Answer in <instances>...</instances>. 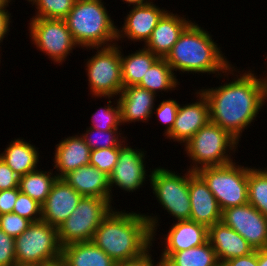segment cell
Wrapping results in <instances>:
<instances>
[{"label": "cell", "mask_w": 267, "mask_h": 266, "mask_svg": "<svg viewBox=\"0 0 267 266\" xmlns=\"http://www.w3.org/2000/svg\"><path fill=\"white\" fill-rule=\"evenodd\" d=\"M221 266H258V249L248 255L231 258Z\"/></svg>", "instance_id": "cell-42"}, {"label": "cell", "mask_w": 267, "mask_h": 266, "mask_svg": "<svg viewBox=\"0 0 267 266\" xmlns=\"http://www.w3.org/2000/svg\"><path fill=\"white\" fill-rule=\"evenodd\" d=\"M11 14L12 13H10V11L8 12V9L0 8V43L1 44L3 43L4 38L7 37L10 32V25L12 24L11 18L13 17L11 16Z\"/></svg>", "instance_id": "cell-43"}, {"label": "cell", "mask_w": 267, "mask_h": 266, "mask_svg": "<svg viewBox=\"0 0 267 266\" xmlns=\"http://www.w3.org/2000/svg\"><path fill=\"white\" fill-rule=\"evenodd\" d=\"M39 148L24 138H14L0 153V157L19 176L38 169L40 159Z\"/></svg>", "instance_id": "cell-24"}, {"label": "cell", "mask_w": 267, "mask_h": 266, "mask_svg": "<svg viewBox=\"0 0 267 266\" xmlns=\"http://www.w3.org/2000/svg\"><path fill=\"white\" fill-rule=\"evenodd\" d=\"M123 49L120 46V58H121V76L123 87L131 85H138L143 76L147 73V70L159 59L158 56L144 46L139 50L128 53L125 55L122 53Z\"/></svg>", "instance_id": "cell-26"}, {"label": "cell", "mask_w": 267, "mask_h": 266, "mask_svg": "<svg viewBox=\"0 0 267 266\" xmlns=\"http://www.w3.org/2000/svg\"><path fill=\"white\" fill-rule=\"evenodd\" d=\"M19 193V188L0 191V215L13 212L14 204Z\"/></svg>", "instance_id": "cell-41"}, {"label": "cell", "mask_w": 267, "mask_h": 266, "mask_svg": "<svg viewBox=\"0 0 267 266\" xmlns=\"http://www.w3.org/2000/svg\"><path fill=\"white\" fill-rule=\"evenodd\" d=\"M248 203L267 217V167L248 166Z\"/></svg>", "instance_id": "cell-30"}, {"label": "cell", "mask_w": 267, "mask_h": 266, "mask_svg": "<svg viewBox=\"0 0 267 266\" xmlns=\"http://www.w3.org/2000/svg\"><path fill=\"white\" fill-rule=\"evenodd\" d=\"M229 75H233L232 81ZM225 77L224 84L199 90L207 98L210 121L241 141L244 130L252 126L265 106L267 91L262 76L252 69L240 71L232 65L221 75V78Z\"/></svg>", "instance_id": "cell-1"}, {"label": "cell", "mask_w": 267, "mask_h": 266, "mask_svg": "<svg viewBox=\"0 0 267 266\" xmlns=\"http://www.w3.org/2000/svg\"><path fill=\"white\" fill-rule=\"evenodd\" d=\"M62 179L82 196L106 198L111 202L109 176L95 166L83 165Z\"/></svg>", "instance_id": "cell-23"}, {"label": "cell", "mask_w": 267, "mask_h": 266, "mask_svg": "<svg viewBox=\"0 0 267 266\" xmlns=\"http://www.w3.org/2000/svg\"><path fill=\"white\" fill-rule=\"evenodd\" d=\"M29 21L30 41L53 63L62 65L70 53L79 48L64 19L30 18Z\"/></svg>", "instance_id": "cell-11"}, {"label": "cell", "mask_w": 267, "mask_h": 266, "mask_svg": "<svg viewBox=\"0 0 267 266\" xmlns=\"http://www.w3.org/2000/svg\"><path fill=\"white\" fill-rule=\"evenodd\" d=\"M179 102L175 99H163L162 102L157 104L153 110L152 114H156L157 120H159L161 125H165V130L163 136L165 137L171 130L174 125L176 115L179 109Z\"/></svg>", "instance_id": "cell-35"}, {"label": "cell", "mask_w": 267, "mask_h": 266, "mask_svg": "<svg viewBox=\"0 0 267 266\" xmlns=\"http://www.w3.org/2000/svg\"><path fill=\"white\" fill-rule=\"evenodd\" d=\"M126 142L127 141L119 147L117 164L109 175L111 203H113L112 201L114 198L112 192L115 189H113V187H118L126 193H136V191H138L137 189L140 190V188L146 184L145 181L149 180L148 178H150V175L147 173L152 172L151 168L150 171L146 169L145 156L147 151H144L143 148L135 149Z\"/></svg>", "instance_id": "cell-12"}, {"label": "cell", "mask_w": 267, "mask_h": 266, "mask_svg": "<svg viewBox=\"0 0 267 266\" xmlns=\"http://www.w3.org/2000/svg\"><path fill=\"white\" fill-rule=\"evenodd\" d=\"M195 22L193 20L183 31L165 59L173 72L179 71L181 75L184 72L215 74L220 80L219 77L233 64L214 41L213 35Z\"/></svg>", "instance_id": "cell-3"}, {"label": "cell", "mask_w": 267, "mask_h": 266, "mask_svg": "<svg viewBox=\"0 0 267 266\" xmlns=\"http://www.w3.org/2000/svg\"><path fill=\"white\" fill-rule=\"evenodd\" d=\"M90 147L85 143L81 134L62 138L56 144L53 153V169L58 178H63L68 173L90 164ZM55 164V165H54Z\"/></svg>", "instance_id": "cell-21"}, {"label": "cell", "mask_w": 267, "mask_h": 266, "mask_svg": "<svg viewBox=\"0 0 267 266\" xmlns=\"http://www.w3.org/2000/svg\"><path fill=\"white\" fill-rule=\"evenodd\" d=\"M157 96L138 85L123 87L117 96L122 125L137 121L147 123L153 116Z\"/></svg>", "instance_id": "cell-20"}, {"label": "cell", "mask_w": 267, "mask_h": 266, "mask_svg": "<svg viewBox=\"0 0 267 266\" xmlns=\"http://www.w3.org/2000/svg\"><path fill=\"white\" fill-rule=\"evenodd\" d=\"M109 47L85 48L96 49L94 55L86 59L85 71L87 73L90 96L115 97L123 88L121 76L120 45Z\"/></svg>", "instance_id": "cell-8"}, {"label": "cell", "mask_w": 267, "mask_h": 266, "mask_svg": "<svg viewBox=\"0 0 267 266\" xmlns=\"http://www.w3.org/2000/svg\"><path fill=\"white\" fill-rule=\"evenodd\" d=\"M258 266H267V247L258 249Z\"/></svg>", "instance_id": "cell-44"}, {"label": "cell", "mask_w": 267, "mask_h": 266, "mask_svg": "<svg viewBox=\"0 0 267 266\" xmlns=\"http://www.w3.org/2000/svg\"><path fill=\"white\" fill-rule=\"evenodd\" d=\"M10 2H14L13 0H9ZM34 0H27V2H29L30 4L33 2Z\"/></svg>", "instance_id": "cell-50"}, {"label": "cell", "mask_w": 267, "mask_h": 266, "mask_svg": "<svg viewBox=\"0 0 267 266\" xmlns=\"http://www.w3.org/2000/svg\"><path fill=\"white\" fill-rule=\"evenodd\" d=\"M129 13L124 17V24L117 27V43L124 42L125 38L130 42H144L150 38L152 31L162 16L168 11L161 9L152 0L146 4L131 6ZM123 39V40H122Z\"/></svg>", "instance_id": "cell-15"}, {"label": "cell", "mask_w": 267, "mask_h": 266, "mask_svg": "<svg viewBox=\"0 0 267 266\" xmlns=\"http://www.w3.org/2000/svg\"><path fill=\"white\" fill-rule=\"evenodd\" d=\"M15 263V238L0 229V266H13Z\"/></svg>", "instance_id": "cell-38"}, {"label": "cell", "mask_w": 267, "mask_h": 266, "mask_svg": "<svg viewBox=\"0 0 267 266\" xmlns=\"http://www.w3.org/2000/svg\"><path fill=\"white\" fill-rule=\"evenodd\" d=\"M40 266H67V264L62 258H59L57 260L44 263V264H42Z\"/></svg>", "instance_id": "cell-46"}, {"label": "cell", "mask_w": 267, "mask_h": 266, "mask_svg": "<svg viewBox=\"0 0 267 266\" xmlns=\"http://www.w3.org/2000/svg\"><path fill=\"white\" fill-rule=\"evenodd\" d=\"M122 2H124V4H128L129 6H138V5H143L146 4L148 2H150L151 0H121Z\"/></svg>", "instance_id": "cell-45"}, {"label": "cell", "mask_w": 267, "mask_h": 266, "mask_svg": "<svg viewBox=\"0 0 267 266\" xmlns=\"http://www.w3.org/2000/svg\"><path fill=\"white\" fill-rule=\"evenodd\" d=\"M152 247L154 246L152 245L145 253L137 258L116 262L115 266H163L161 259H158L159 261L156 262L152 257Z\"/></svg>", "instance_id": "cell-40"}, {"label": "cell", "mask_w": 267, "mask_h": 266, "mask_svg": "<svg viewBox=\"0 0 267 266\" xmlns=\"http://www.w3.org/2000/svg\"><path fill=\"white\" fill-rule=\"evenodd\" d=\"M188 189L191 204L190 220L207 227L220 222L222 210L207 183L197 172L188 170Z\"/></svg>", "instance_id": "cell-16"}, {"label": "cell", "mask_w": 267, "mask_h": 266, "mask_svg": "<svg viewBox=\"0 0 267 266\" xmlns=\"http://www.w3.org/2000/svg\"><path fill=\"white\" fill-rule=\"evenodd\" d=\"M113 208L106 198L83 196L76 209L57 228L60 246L92 241L94 232Z\"/></svg>", "instance_id": "cell-7"}, {"label": "cell", "mask_w": 267, "mask_h": 266, "mask_svg": "<svg viewBox=\"0 0 267 266\" xmlns=\"http://www.w3.org/2000/svg\"><path fill=\"white\" fill-rule=\"evenodd\" d=\"M53 170L43 171L38 168L35 171L21 176L19 181L20 192L28 195L42 205L46 201L53 184L58 179L57 175L53 173Z\"/></svg>", "instance_id": "cell-28"}, {"label": "cell", "mask_w": 267, "mask_h": 266, "mask_svg": "<svg viewBox=\"0 0 267 266\" xmlns=\"http://www.w3.org/2000/svg\"><path fill=\"white\" fill-rule=\"evenodd\" d=\"M163 266H221L215 250L206 243L173 253Z\"/></svg>", "instance_id": "cell-29"}, {"label": "cell", "mask_w": 267, "mask_h": 266, "mask_svg": "<svg viewBox=\"0 0 267 266\" xmlns=\"http://www.w3.org/2000/svg\"><path fill=\"white\" fill-rule=\"evenodd\" d=\"M196 101L190 104H179V109L172 130L165 139L185 145L195 133L210 121L209 104L207 98L195 89Z\"/></svg>", "instance_id": "cell-14"}, {"label": "cell", "mask_w": 267, "mask_h": 266, "mask_svg": "<svg viewBox=\"0 0 267 266\" xmlns=\"http://www.w3.org/2000/svg\"><path fill=\"white\" fill-rule=\"evenodd\" d=\"M183 173L162 166L152 168L150 188L157 202L175 221L190 220L191 204L188 189V169ZM177 173V174H176ZM183 174V175H181Z\"/></svg>", "instance_id": "cell-9"}, {"label": "cell", "mask_w": 267, "mask_h": 266, "mask_svg": "<svg viewBox=\"0 0 267 266\" xmlns=\"http://www.w3.org/2000/svg\"><path fill=\"white\" fill-rule=\"evenodd\" d=\"M221 221L238 232L254 250L267 247V217L251 204L224 209Z\"/></svg>", "instance_id": "cell-13"}, {"label": "cell", "mask_w": 267, "mask_h": 266, "mask_svg": "<svg viewBox=\"0 0 267 266\" xmlns=\"http://www.w3.org/2000/svg\"><path fill=\"white\" fill-rule=\"evenodd\" d=\"M84 132L85 133H82L81 136L84 138L85 143L90 147L91 150L120 147L125 141H128L127 135L123 136L124 132L122 133V129L119 131H103L87 127L86 131Z\"/></svg>", "instance_id": "cell-32"}, {"label": "cell", "mask_w": 267, "mask_h": 266, "mask_svg": "<svg viewBox=\"0 0 267 266\" xmlns=\"http://www.w3.org/2000/svg\"><path fill=\"white\" fill-rule=\"evenodd\" d=\"M76 0H34L35 13L31 18L64 19L73 8Z\"/></svg>", "instance_id": "cell-33"}, {"label": "cell", "mask_w": 267, "mask_h": 266, "mask_svg": "<svg viewBox=\"0 0 267 266\" xmlns=\"http://www.w3.org/2000/svg\"><path fill=\"white\" fill-rule=\"evenodd\" d=\"M82 197L65 180L58 178L41 205V220L58 228L76 209Z\"/></svg>", "instance_id": "cell-18"}, {"label": "cell", "mask_w": 267, "mask_h": 266, "mask_svg": "<svg viewBox=\"0 0 267 266\" xmlns=\"http://www.w3.org/2000/svg\"><path fill=\"white\" fill-rule=\"evenodd\" d=\"M9 0H0V8L7 9L9 7Z\"/></svg>", "instance_id": "cell-47"}, {"label": "cell", "mask_w": 267, "mask_h": 266, "mask_svg": "<svg viewBox=\"0 0 267 266\" xmlns=\"http://www.w3.org/2000/svg\"><path fill=\"white\" fill-rule=\"evenodd\" d=\"M94 98H105L108 99V103L105 107H99L95 113L91 115V128L98 130H120L121 122V110L118 99L115 97H94ZM114 99L113 101H111ZM114 102V103H113ZM116 102V103H115ZM113 103V104H112Z\"/></svg>", "instance_id": "cell-31"}, {"label": "cell", "mask_w": 267, "mask_h": 266, "mask_svg": "<svg viewBox=\"0 0 267 266\" xmlns=\"http://www.w3.org/2000/svg\"><path fill=\"white\" fill-rule=\"evenodd\" d=\"M20 177L0 157V191L19 188Z\"/></svg>", "instance_id": "cell-39"}, {"label": "cell", "mask_w": 267, "mask_h": 266, "mask_svg": "<svg viewBox=\"0 0 267 266\" xmlns=\"http://www.w3.org/2000/svg\"><path fill=\"white\" fill-rule=\"evenodd\" d=\"M13 266H39L36 264H21V263H15Z\"/></svg>", "instance_id": "cell-49"}, {"label": "cell", "mask_w": 267, "mask_h": 266, "mask_svg": "<svg viewBox=\"0 0 267 266\" xmlns=\"http://www.w3.org/2000/svg\"><path fill=\"white\" fill-rule=\"evenodd\" d=\"M30 224L29 220L13 212L0 215V229L13 238L21 235Z\"/></svg>", "instance_id": "cell-37"}, {"label": "cell", "mask_w": 267, "mask_h": 266, "mask_svg": "<svg viewBox=\"0 0 267 266\" xmlns=\"http://www.w3.org/2000/svg\"><path fill=\"white\" fill-rule=\"evenodd\" d=\"M61 258L67 266H115L116 262L92 241L62 247Z\"/></svg>", "instance_id": "cell-25"}, {"label": "cell", "mask_w": 267, "mask_h": 266, "mask_svg": "<svg viewBox=\"0 0 267 266\" xmlns=\"http://www.w3.org/2000/svg\"><path fill=\"white\" fill-rule=\"evenodd\" d=\"M180 81H178L175 72L167 63L165 58H159L143 76L138 86L145 88L149 92L158 95L162 91H174L178 89ZM177 88V89H176ZM158 93V94H157Z\"/></svg>", "instance_id": "cell-27"}, {"label": "cell", "mask_w": 267, "mask_h": 266, "mask_svg": "<svg viewBox=\"0 0 267 266\" xmlns=\"http://www.w3.org/2000/svg\"><path fill=\"white\" fill-rule=\"evenodd\" d=\"M57 228L44 221L31 223L15 238L16 263L42 265L61 258Z\"/></svg>", "instance_id": "cell-10"}, {"label": "cell", "mask_w": 267, "mask_h": 266, "mask_svg": "<svg viewBox=\"0 0 267 266\" xmlns=\"http://www.w3.org/2000/svg\"><path fill=\"white\" fill-rule=\"evenodd\" d=\"M192 22L188 16L186 18V15L181 16L168 10L143 46L159 58H166L180 35Z\"/></svg>", "instance_id": "cell-19"}, {"label": "cell", "mask_w": 267, "mask_h": 266, "mask_svg": "<svg viewBox=\"0 0 267 266\" xmlns=\"http://www.w3.org/2000/svg\"><path fill=\"white\" fill-rule=\"evenodd\" d=\"M238 144L239 141L229 132L209 121L184 145V151L192 162L187 169L197 172L204 167L232 163L235 158L232 154L238 151Z\"/></svg>", "instance_id": "cell-5"}, {"label": "cell", "mask_w": 267, "mask_h": 266, "mask_svg": "<svg viewBox=\"0 0 267 266\" xmlns=\"http://www.w3.org/2000/svg\"><path fill=\"white\" fill-rule=\"evenodd\" d=\"M266 58V60H267V57H265ZM267 63V62H266ZM267 65V64H266ZM266 69H267V67H266ZM266 74H267V72H266ZM262 75V78H263V81H264V85H265V88H266V91H267V75ZM263 76H265V77H263Z\"/></svg>", "instance_id": "cell-48"}, {"label": "cell", "mask_w": 267, "mask_h": 266, "mask_svg": "<svg viewBox=\"0 0 267 266\" xmlns=\"http://www.w3.org/2000/svg\"><path fill=\"white\" fill-rule=\"evenodd\" d=\"M172 224L168 234L162 235L161 240L165 241H160L164 244L159 256L163 263L175 252L197 247L208 241V227L203 224L191 220H173Z\"/></svg>", "instance_id": "cell-17"}, {"label": "cell", "mask_w": 267, "mask_h": 266, "mask_svg": "<svg viewBox=\"0 0 267 266\" xmlns=\"http://www.w3.org/2000/svg\"><path fill=\"white\" fill-rule=\"evenodd\" d=\"M151 214L120 211L114 206L94 232L92 242L115 262L137 258L156 240L160 218Z\"/></svg>", "instance_id": "cell-2"}, {"label": "cell", "mask_w": 267, "mask_h": 266, "mask_svg": "<svg viewBox=\"0 0 267 266\" xmlns=\"http://www.w3.org/2000/svg\"><path fill=\"white\" fill-rule=\"evenodd\" d=\"M102 0H76L64 18L76 44L85 48L117 44V27Z\"/></svg>", "instance_id": "cell-4"}, {"label": "cell", "mask_w": 267, "mask_h": 266, "mask_svg": "<svg viewBox=\"0 0 267 266\" xmlns=\"http://www.w3.org/2000/svg\"><path fill=\"white\" fill-rule=\"evenodd\" d=\"M229 163L223 166L204 167L197 173L207 183L221 210L248 203V166Z\"/></svg>", "instance_id": "cell-6"}, {"label": "cell", "mask_w": 267, "mask_h": 266, "mask_svg": "<svg viewBox=\"0 0 267 266\" xmlns=\"http://www.w3.org/2000/svg\"><path fill=\"white\" fill-rule=\"evenodd\" d=\"M13 213L29 220L31 223L38 222L41 221V204L20 192L15 201Z\"/></svg>", "instance_id": "cell-36"}, {"label": "cell", "mask_w": 267, "mask_h": 266, "mask_svg": "<svg viewBox=\"0 0 267 266\" xmlns=\"http://www.w3.org/2000/svg\"><path fill=\"white\" fill-rule=\"evenodd\" d=\"M208 241L221 265L231 258L245 256L254 251V248L238 232L222 221L208 227Z\"/></svg>", "instance_id": "cell-22"}, {"label": "cell", "mask_w": 267, "mask_h": 266, "mask_svg": "<svg viewBox=\"0 0 267 266\" xmlns=\"http://www.w3.org/2000/svg\"><path fill=\"white\" fill-rule=\"evenodd\" d=\"M119 158V147L95 149L90 152V164L110 175Z\"/></svg>", "instance_id": "cell-34"}]
</instances>
